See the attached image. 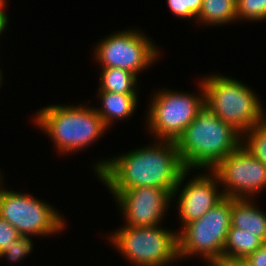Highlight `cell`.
<instances>
[{
	"label": "cell",
	"instance_id": "1",
	"mask_svg": "<svg viewBox=\"0 0 266 266\" xmlns=\"http://www.w3.org/2000/svg\"><path fill=\"white\" fill-rule=\"evenodd\" d=\"M153 145L128 151L94 164L97 178L112 197L120 189L158 187L174 192L186 170L175 141L156 140Z\"/></svg>",
	"mask_w": 266,
	"mask_h": 266
},
{
	"label": "cell",
	"instance_id": "2",
	"mask_svg": "<svg viewBox=\"0 0 266 266\" xmlns=\"http://www.w3.org/2000/svg\"><path fill=\"white\" fill-rule=\"evenodd\" d=\"M185 169L213 170L242 143V134L206 106L175 141Z\"/></svg>",
	"mask_w": 266,
	"mask_h": 266
},
{
	"label": "cell",
	"instance_id": "3",
	"mask_svg": "<svg viewBox=\"0 0 266 266\" xmlns=\"http://www.w3.org/2000/svg\"><path fill=\"white\" fill-rule=\"evenodd\" d=\"M88 106L48 105L37 111L33 120L48 134L57 151L63 155L76 153L92 145L107 131L95 108Z\"/></svg>",
	"mask_w": 266,
	"mask_h": 266
},
{
	"label": "cell",
	"instance_id": "4",
	"mask_svg": "<svg viewBox=\"0 0 266 266\" xmlns=\"http://www.w3.org/2000/svg\"><path fill=\"white\" fill-rule=\"evenodd\" d=\"M204 105L241 134L266 117L262 102L245 83L221 74L201 78Z\"/></svg>",
	"mask_w": 266,
	"mask_h": 266
},
{
	"label": "cell",
	"instance_id": "5",
	"mask_svg": "<svg viewBox=\"0 0 266 266\" xmlns=\"http://www.w3.org/2000/svg\"><path fill=\"white\" fill-rule=\"evenodd\" d=\"M112 233L108 236L111 245L133 266H169L179 260L177 230L173 232L161 225H123Z\"/></svg>",
	"mask_w": 266,
	"mask_h": 266
},
{
	"label": "cell",
	"instance_id": "6",
	"mask_svg": "<svg viewBox=\"0 0 266 266\" xmlns=\"http://www.w3.org/2000/svg\"><path fill=\"white\" fill-rule=\"evenodd\" d=\"M232 198L225 197L201 218L177 231L179 260L200 255L206 262H223V249L231 227Z\"/></svg>",
	"mask_w": 266,
	"mask_h": 266
},
{
	"label": "cell",
	"instance_id": "7",
	"mask_svg": "<svg viewBox=\"0 0 266 266\" xmlns=\"http://www.w3.org/2000/svg\"><path fill=\"white\" fill-rule=\"evenodd\" d=\"M199 94L177 90L155 91L149 104L146 121L156 140L176 141L186 127L196 118L204 105L203 83L199 80Z\"/></svg>",
	"mask_w": 266,
	"mask_h": 266
},
{
	"label": "cell",
	"instance_id": "8",
	"mask_svg": "<svg viewBox=\"0 0 266 266\" xmlns=\"http://www.w3.org/2000/svg\"><path fill=\"white\" fill-rule=\"evenodd\" d=\"M0 182V217L14 226L21 236H51L62 232L65 219L46 201L31 194L14 192Z\"/></svg>",
	"mask_w": 266,
	"mask_h": 266
},
{
	"label": "cell",
	"instance_id": "9",
	"mask_svg": "<svg viewBox=\"0 0 266 266\" xmlns=\"http://www.w3.org/2000/svg\"><path fill=\"white\" fill-rule=\"evenodd\" d=\"M140 30L116 31L96 44L94 57L101 68H121L137 76L160 57L158 46Z\"/></svg>",
	"mask_w": 266,
	"mask_h": 266
},
{
	"label": "cell",
	"instance_id": "10",
	"mask_svg": "<svg viewBox=\"0 0 266 266\" xmlns=\"http://www.w3.org/2000/svg\"><path fill=\"white\" fill-rule=\"evenodd\" d=\"M212 171L224 187L221 190L225 197L253 199L266 189V166L242 146L225 157Z\"/></svg>",
	"mask_w": 266,
	"mask_h": 266
},
{
	"label": "cell",
	"instance_id": "11",
	"mask_svg": "<svg viewBox=\"0 0 266 266\" xmlns=\"http://www.w3.org/2000/svg\"><path fill=\"white\" fill-rule=\"evenodd\" d=\"M204 171L201 175H192L189 181L184 184V180L189 177L190 170L186 169L181 175L179 182L172 193L177 198V209L179 213L181 229L190 222L201 218L208 210L215 207L224 198L223 191H219V179L212 170H208L209 174ZM188 175V176H187ZM189 182V183H188ZM183 188H181V187ZM180 189V190H179ZM178 194V195H177Z\"/></svg>",
	"mask_w": 266,
	"mask_h": 266
},
{
	"label": "cell",
	"instance_id": "12",
	"mask_svg": "<svg viewBox=\"0 0 266 266\" xmlns=\"http://www.w3.org/2000/svg\"><path fill=\"white\" fill-rule=\"evenodd\" d=\"M114 198L125 217V226L150 227L160 225L167 215L172 194L158 187H136L120 189Z\"/></svg>",
	"mask_w": 266,
	"mask_h": 266
},
{
	"label": "cell",
	"instance_id": "13",
	"mask_svg": "<svg viewBox=\"0 0 266 266\" xmlns=\"http://www.w3.org/2000/svg\"><path fill=\"white\" fill-rule=\"evenodd\" d=\"M251 200L232 198L231 226L254 233L266 243V213Z\"/></svg>",
	"mask_w": 266,
	"mask_h": 266
},
{
	"label": "cell",
	"instance_id": "14",
	"mask_svg": "<svg viewBox=\"0 0 266 266\" xmlns=\"http://www.w3.org/2000/svg\"><path fill=\"white\" fill-rule=\"evenodd\" d=\"M102 107L95 108L105 126L111 128L114 120L128 119L137 108L138 94H119L97 91Z\"/></svg>",
	"mask_w": 266,
	"mask_h": 266
},
{
	"label": "cell",
	"instance_id": "15",
	"mask_svg": "<svg viewBox=\"0 0 266 266\" xmlns=\"http://www.w3.org/2000/svg\"><path fill=\"white\" fill-rule=\"evenodd\" d=\"M264 243L254 233L231 226L223 249V262L230 263L236 259H245Z\"/></svg>",
	"mask_w": 266,
	"mask_h": 266
},
{
	"label": "cell",
	"instance_id": "16",
	"mask_svg": "<svg viewBox=\"0 0 266 266\" xmlns=\"http://www.w3.org/2000/svg\"><path fill=\"white\" fill-rule=\"evenodd\" d=\"M237 20L236 0H203L196 23L221 26Z\"/></svg>",
	"mask_w": 266,
	"mask_h": 266
},
{
	"label": "cell",
	"instance_id": "17",
	"mask_svg": "<svg viewBox=\"0 0 266 266\" xmlns=\"http://www.w3.org/2000/svg\"><path fill=\"white\" fill-rule=\"evenodd\" d=\"M99 91L119 94H137L138 76L121 68H101Z\"/></svg>",
	"mask_w": 266,
	"mask_h": 266
},
{
	"label": "cell",
	"instance_id": "18",
	"mask_svg": "<svg viewBox=\"0 0 266 266\" xmlns=\"http://www.w3.org/2000/svg\"><path fill=\"white\" fill-rule=\"evenodd\" d=\"M241 146L266 166V117L242 134Z\"/></svg>",
	"mask_w": 266,
	"mask_h": 266
},
{
	"label": "cell",
	"instance_id": "19",
	"mask_svg": "<svg viewBox=\"0 0 266 266\" xmlns=\"http://www.w3.org/2000/svg\"><path fill=\"white\" fill-rule=\"evenodd\" d=\"M237 19L239 21L266 20V0H236Z\"/></svg>",
	"mask_w": 266,
	"mask_h": 266
},
{
	"label": "cell",
	"instance_id": "20",
	"mask_svg": "<svg viewBox=\"0 0 266 266\" xmlns=\"http://www.w3.org/2000/svg\"><path fill=\"white\" fill-rule=\"evenodd\" d=\"M33 245L30 236H20L18 239L11 242L8 248H3V252L0 253V258L7 257V260L11 263L20 262L21 259L32 252Z\"/></svg>",
	"mask_w": 266,
	"mask_h": 266
},
{
	"label": "cell",
	"instance_id": "21",
	"mask_svg": "<svg viewBox=\"0 0 266 266\" xmlns=\"http://www.w3.org/2000/svg\"><path fill=\"white\" fill-rule=\"evenodd\" d=\"M20 236L21 235L14 226L0 217V253L3 252V248H8L11 242L18 239Z\"/></svg>",
	"mask_w": 266,
	"mask_h": 266
},
{
	"label": "cell",
	"instance_id": "22",
	"mask_svg": "<svg viewBox=\"0 0 266 266\" xmlns=\"http://www.w3.org/2000/svg\"><path fill=\"white\" fill-rule=\"evenodd\" d=\"M245 260L253 266H266V243L248 255Z\"/></svg>",
	"mask_w": 266,
	"mask_h": 266
},
{
	"label": "cell",
	"instance_id": "23",
	"mask_svg": "<svg viewBox=\"0 0 266 266\" xmlns=\"http://www.w3.org/2000/svg\"><path fill=\"white\" fill-rule=\"evenodd\" d=\"M172 14L178 18H186V0H167Z\"/></svg>",
	"mask_w": 266,
	"mask_h": 266
},
{
	"label": "cell",
	"instance_id": "24",
	"mask_svg": "<svg viewBox=\"0 0 266 266\" xmlns=\"http://www.w3.org/2000/svg\"><path fill=\"white\" fill-rule=\"evenodd\" d=\"M203 0H186V18L195 20L201 10ZM195 18V19H194Z\"/></svg>",
	"mask_w": 266,
	"mask_h": 266
},
{
	"label": "cell",
	"instance_id": "25",
	"mask_svg": "<svg viewBox=\"0 0 266 266\" xmlns=\"http://www.w3.org/2000/svg\"><path fill=\"white\" fill-rule=\"evenodd\" d=\"M6 1L0 0V35L6 31L7 25L9 23L8 15L6 14Z\"/></svg>",
	"mask_w": 266,
	"mask_h": 266
},
{
	"label": "cell",
	"instance_id": "26",
	"mask_svg": "<svg viewBox=\"0 0 266 266\" xmlns=\"http://www.w3.org/2000/svg\"><path fill=\"white\" fill-rule=\"evenodd\" d=\"M232 266H253L249 262H247L245 259H236L232 262H230Z\"/></svg>",
	"mask_w": 266,
	"mask_h": 266
},
{
	"label": "cell",
	"instance_id": "27",
	"mask_svg": "<svg viewBox=\"0 0 266 266\" xmlns=\"http://www.w3.org/2000/svg\"><path fill=\"white\" fill-rule=\"evenodd\" d=\"M209 266H232L230 263H225L222 261H216V262H206Z\"/></svg>",
	"mask_w": 266,
	"mask_h": 266
},
{
	"label": "cell",
	"instance_id": "28",
	"mask_svg": "<svg viewBox=\"0 0 266 266\" xmlns=\"http://www.w3.org/2000/svg\"><path fill=\"white\" fill-rule=\"evenodd\" d=\"M3 72L1 71V68H0V87H1V85H2V79H3V74H2Z\"/></svg>",
	"mask_w": 266,
	"mask_h": 266
},
{
	"label": "cell",
	"instance_id": "29",
	"mask_svg": "<svg viewBox=\"0 0 266 266\" xmlns=\"http://www.w3.org/2000/svg\"><path fill=\"white\" fill-rule=\"evenodd\" d=\"M3 180L2 176H1V172H0V182Z\"/></svg>",
	"mask_w": 266,
	"mask_h": 266
}]
</instances>
